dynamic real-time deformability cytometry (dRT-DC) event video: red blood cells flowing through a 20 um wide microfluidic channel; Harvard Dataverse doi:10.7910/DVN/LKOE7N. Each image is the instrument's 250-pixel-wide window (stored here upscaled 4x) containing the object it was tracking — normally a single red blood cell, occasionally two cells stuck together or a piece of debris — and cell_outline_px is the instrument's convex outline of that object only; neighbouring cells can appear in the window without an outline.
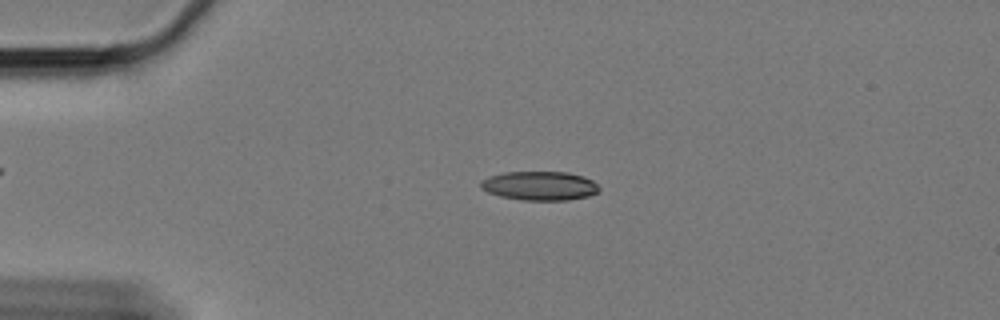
{"species": "Egyptian fruit bat (a non-hibernating species)", "species_latin": "Rousettus aegyptiacus", "temperature_condition": "cold", "stored_images_in_passage": 54, "camera_frame_rate_fps": 3000, "um_per_image_px": 0.085, "animal": {"sex": "female"}, "frame": {"image": 1, "passage_image": 8, "time_ms": 2.333, "image_size_px": [1000, 320], "cell_outline_px": [[600, 192], [588, 196], [568, 200], [520, 200], [500, 196], [488, 192], [480, 188], [480, 184], [488, 176], [504, 172], [568, 172], [584, 176], [592, 180], [600, 188]], "centroid_in_image_um": [45.89, 15.79], "position_along_channel_um": 39.1, "area_um2": 20.11}}
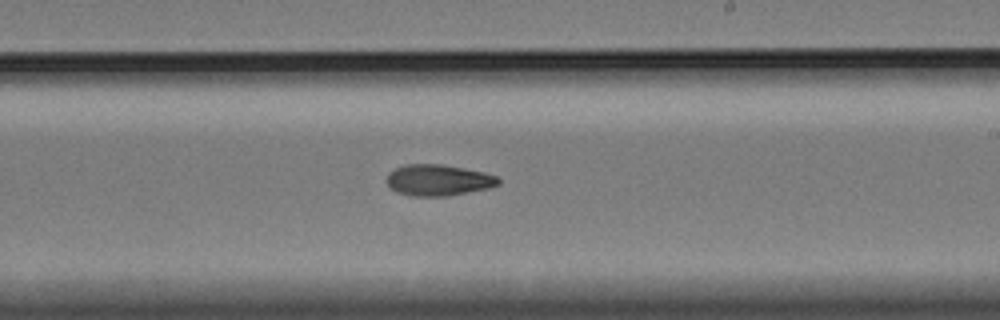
{"frame": {"image": 2, "passage_image": 30, "time_ms": 9.667, "image_size_px": [1000, 320], "cell_outline_px": [[500, 184], [488, 188], [448, 196], [412, 196], [396, 192], [388, 188], [384, 180], [388, 172], [404, 164], [440, 164], [484, 172], [496, 176], [500, 180]], "centroid_in_image_um": [37.18, 15.31], "position_along_channel_um": 251.8, "area_um2": 20.52}}
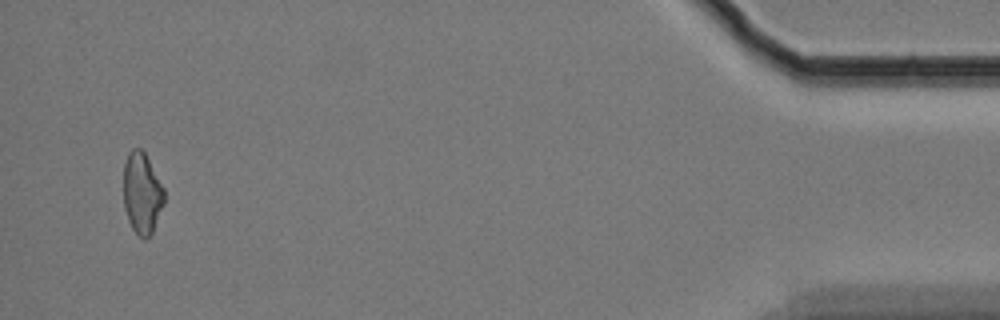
{"frame": {"image": 3, "passage_image": 52, "time_ms": 17.0, "image_size_px": [1000, 320], "cell_outline_px": [[164, 204], [152, 236], [144, 240], [132, 228], [128, 220], [124, 208], [124, 164], [128, 152], [132, 148], [140, 148], [144, 152], [164, 188]], "centroid_in_image_um": [12.08, 16.46], "position_along_channel_um": 423.1, "area_um2": 19.42}}